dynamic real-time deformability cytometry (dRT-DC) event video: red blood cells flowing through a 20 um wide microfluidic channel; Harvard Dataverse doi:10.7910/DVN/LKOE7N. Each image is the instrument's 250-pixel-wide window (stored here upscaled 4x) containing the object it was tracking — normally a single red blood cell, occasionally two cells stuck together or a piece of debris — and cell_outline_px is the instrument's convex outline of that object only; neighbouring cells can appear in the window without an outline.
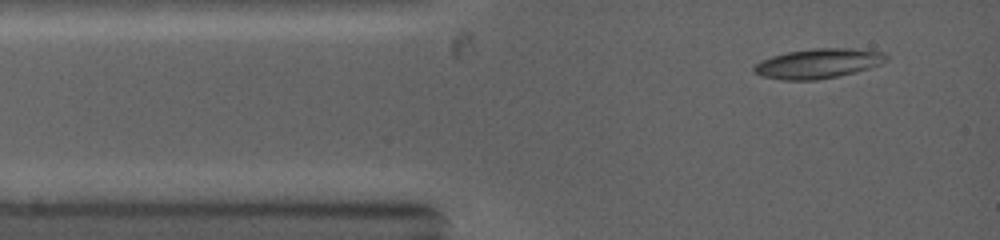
{"species": "common noctule bat (a hibernating species)", "species_latin": "Nyctalus noctula", "temperature_condition": "warm", "stored_images_in_passage": 3, "camera_frame_rate_fps": 5000, "um_per_image_px": 0.085, "animal": {"sex": "female", "body_mass_g": 19.0, "forearm_length_mm": 53.3}, "frame": {"image": 1, "passage_image": 1, "time_ms": 0.0, "image_size_px": [1000, 240], "cell_outline_px": [[888, 60], [880, 64], [868, 68], [836, 76], [816, 80], [780, 80], [760, 76], [752, 72], [752, 68], [760, 60], [772, 56], [788, 52], [816, 48], [852, 48], [884, 52], [888, 56]], "centroid_in_image_um": [69.5, 5.4], "position_along_channel_um": 15.5, "area_um2": 22.89}}
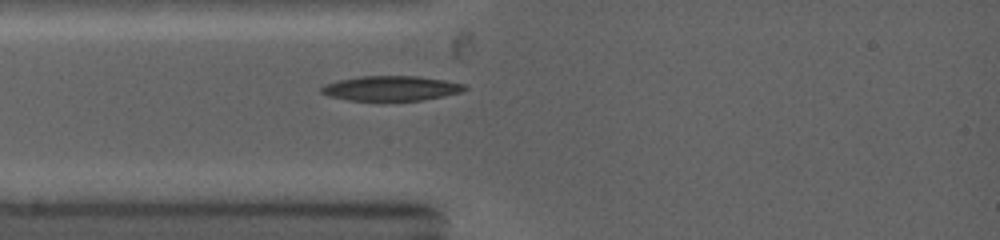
{"frame": {"image": 2, "passage_image": 3, "time_ms": 1.6, "image_size_px": [1000, 240], "cell_outline_px": [[468, 88], [460, 92], [420, 100], [348, 100], [328, 96], [320, 92], [320, 88], [324, 84], [340, 80], [360, 76], [420, 76], [444, 80], [464, 84]], "centroid_in_image_um": [33.2, 7.5], "position_along_channel_um": 51.8, "area_um2": 20.52}}